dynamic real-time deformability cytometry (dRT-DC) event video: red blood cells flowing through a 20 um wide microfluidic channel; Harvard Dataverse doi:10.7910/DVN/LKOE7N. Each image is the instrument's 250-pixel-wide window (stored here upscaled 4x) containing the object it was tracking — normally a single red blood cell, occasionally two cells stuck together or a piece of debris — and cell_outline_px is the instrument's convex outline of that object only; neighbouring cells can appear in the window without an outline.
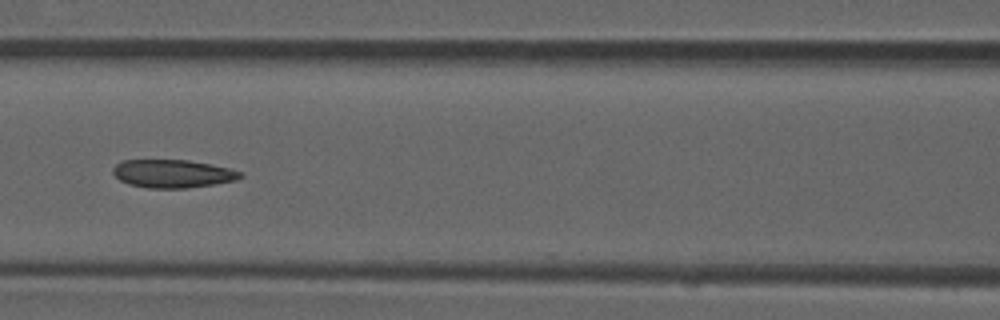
{"species": "common noctule bat (a hibernating species)", "species_latin": "Nyctalus noctula", "temperature_condition": "room temperature", "stored_images_in_passage": 7, "camera_frame_rate_fps": 3000, "um_per_image_px": 0.085, "animal": {"sex": "male", "forearm_length_mm": 52.5}, "frame": {"image": 1, "passage_image": 7, "time_ms": 2.0, "image_size_px": [1000, 320], "cell_outline_px": [[244, 176], [236, 180], [212, 184], [184, 188], [148, 188], [128, 184], [120, 180], [112, 172], [112, 168], [120, 160], [188, 160], [232, 168], [244, 172]], "centroid_in_image_um": [14.69, 14.75], "position_along_channel_um": 151.9, "area_um2": 20.98}}